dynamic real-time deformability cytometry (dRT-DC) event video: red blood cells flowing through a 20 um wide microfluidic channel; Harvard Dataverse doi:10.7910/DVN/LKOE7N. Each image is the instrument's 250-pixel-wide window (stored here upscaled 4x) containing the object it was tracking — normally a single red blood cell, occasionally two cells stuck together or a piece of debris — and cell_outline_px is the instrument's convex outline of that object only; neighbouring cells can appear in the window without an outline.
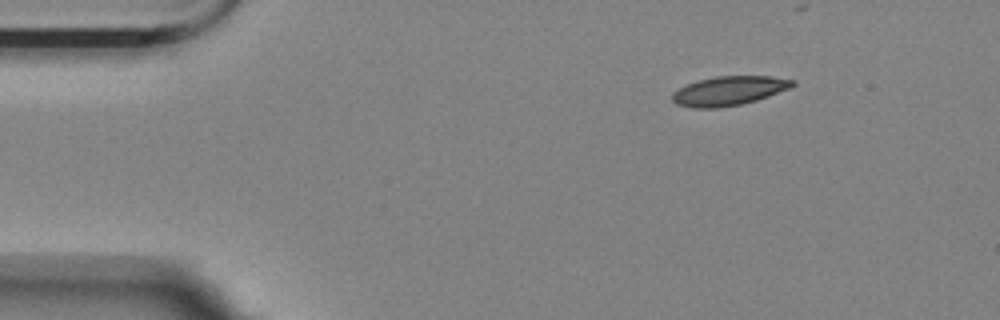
{"species": "Egyptian fruit bat (a non-hibernating species)", "species_latin": "Rousettus aegyptiacus", "temperature_condition": "room temperature", "stored_images_in_passage": 9, "camera_frame_rate_fps": 3000, "um_per_image_px": 0.085, "animal": {"sex": "female"}, "frame": {"image": 1, "passage_image": 1, "time_ms": 0.0, "image_size_px": [1000, 320], "cell_outline_px": [[796, 84], [788, 88], [768, 96], [756, 100], [740, 104], [720, 108], [692, 108], [676, 104], [672, 100], [672, 92], [688, 84], [700, 80], [716, 76], [768, 76], [796, 80]], "centroid_in_image_um": [61.94, 7.72], "position_along_channel_um": 23.1, "area_um2": 20.29}}
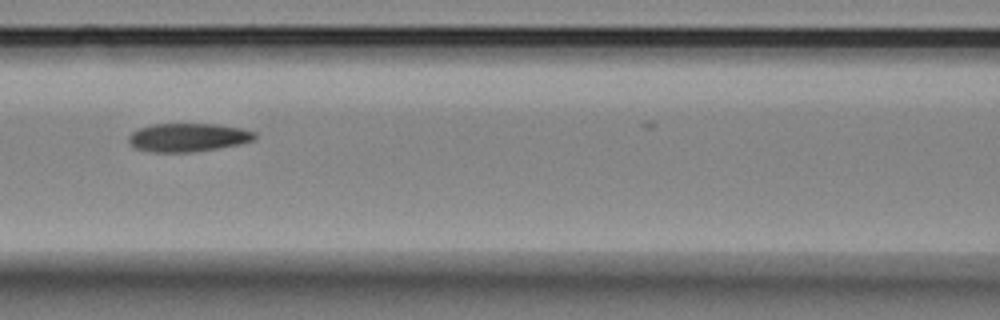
{"frame": {"image": 2, "passage_image": 6, "time_ms": 5.667, "image_size_px": [1000, 320], "cell_outline_px": [[256, 140], [240, 144], [192, 152], [152, 152], [136, 148], [128, 144], [128, 136], [136, 128], [152, 124], [216, 124], [240, 128], [256, 132]], "centroid_in_image_um": [15.95, 11.68], "position_along_channel_um": 150.6, "area_um2": 21.04}}
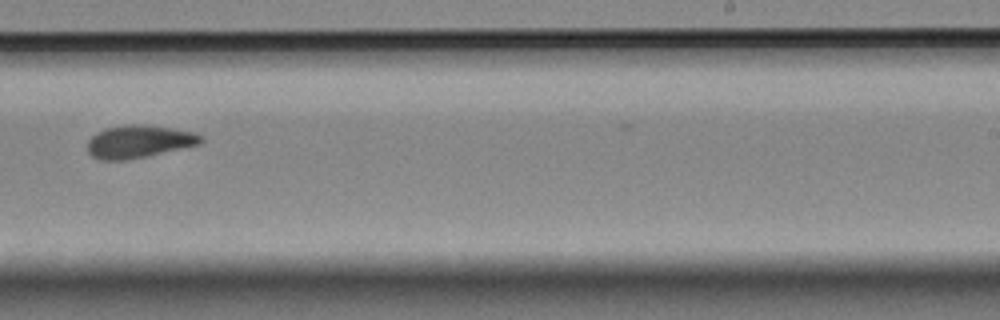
{"frame": {"image": 3, "passage_image": 9, "time_ms": 9.333, "image_size_px": [1000, 320], "cell_outline_px": [[204, 140], [200, 144], [148, 156], [124, 160], [100, 160], [92, 156], [88, 152], [88, 140], [96, 132], [104, 128], [124, 124], [140, 124], [172, 128], [192, 132], [200, 136]], "centroid_in_image_um": [11.77, 12.03], "position_along_channel_um": 277.2, "area_um2": 21.62}}